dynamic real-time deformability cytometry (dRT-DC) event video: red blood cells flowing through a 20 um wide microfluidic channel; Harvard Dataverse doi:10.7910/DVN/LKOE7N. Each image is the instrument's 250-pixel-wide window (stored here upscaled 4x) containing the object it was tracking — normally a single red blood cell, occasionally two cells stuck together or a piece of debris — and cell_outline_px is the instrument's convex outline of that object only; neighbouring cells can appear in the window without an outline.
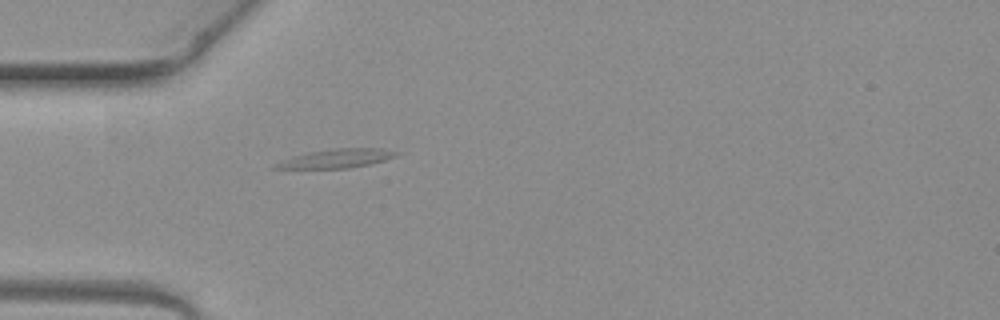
{"species": "common noctule bat (a hibernating species)", "species_latin": "Nyctalus noctula", "temperature_condition": "warm", "stored_images_in_passage": 1, "camera_frame_rate_fps": 3000, "um_per_image_px": 0.085, "animal": {"sex": "female", "body_mass_g": 19.3, "forearm_length_mm": 54.1}, "frame": {"image": 1, "passage_image": 1, "time_ms": 0.0, "image_size_px": [1000, 320], "cell_outline_px": [[400, 152], [384, 160], [368, 164], [348, 168], [272, 168], [272, 164], [292, 156], [308, 152], [332, 148], [380, 148]], "centroid_in_image_um": [28.54, 13.46], "position_along_channel_um": 56.5, "area_um2": 13.06}}